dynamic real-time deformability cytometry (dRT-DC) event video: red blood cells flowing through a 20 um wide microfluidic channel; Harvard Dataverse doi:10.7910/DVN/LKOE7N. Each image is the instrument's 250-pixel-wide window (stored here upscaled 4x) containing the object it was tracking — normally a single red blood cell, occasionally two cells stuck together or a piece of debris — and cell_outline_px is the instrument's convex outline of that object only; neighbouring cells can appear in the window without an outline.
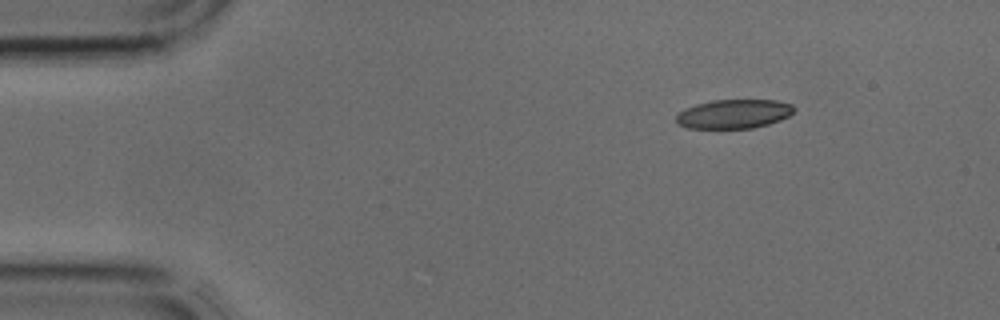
{"species": "common noctule bat (a hibernating species)", "species_latin": "Nyctalus noctula", "temperature_condition": "cold", "stored_images_in_passage": 3, "camera_frame_rate_fps": 3000, "um_per_image_px": 0.085, "animal": {"sex": "male", "body_mass_g": 17.9, "forearm_length_mm": 54.2}, "frame": {"image": 1, "passage_image": 1, "time_ms": 0.0, "image_size_px": [1000, 320], "cell_outline_px": [[796, 108], [788, 116], [780, 120], [768, 124], [752, 128], [688, 128], [676, 124], [676, 116], [684, 108], [696, 104], [712, 100], [776, 100], [792, 104]], "centroid_in_image_um": [62.36, 9.68], "position_along_channel_um": 22.6, "area_um2": 20.0}}
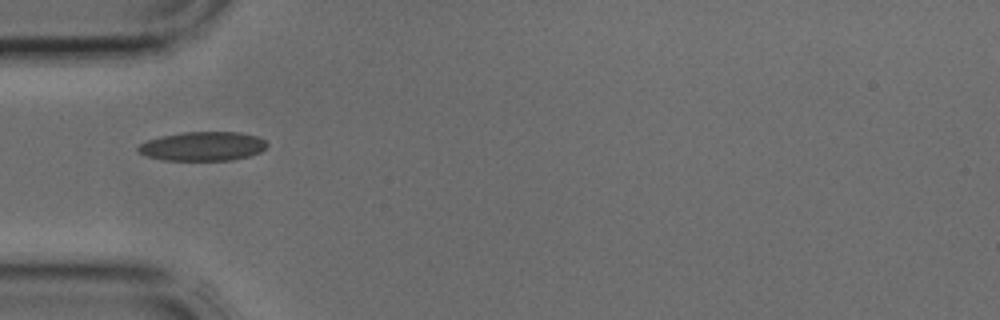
{"frame": {"image": 2, "passage_image": 3, "time_ms": 0.667, "image_size_px": [1000, 320], "cell_outline_px": [[268, 144], [260, 152], [248, 156], [232, 160], [164, 160], [148, 156], [140, 152], [136, 148], [140, 144], [148, 140], [160, 136], [184, 132], [240, 132], [256, 136], [264, 140]], "centroid_in_image_um": [17.24, 12.43], "position_along_channel_um": 67.8, "area_um2": 21.68}}